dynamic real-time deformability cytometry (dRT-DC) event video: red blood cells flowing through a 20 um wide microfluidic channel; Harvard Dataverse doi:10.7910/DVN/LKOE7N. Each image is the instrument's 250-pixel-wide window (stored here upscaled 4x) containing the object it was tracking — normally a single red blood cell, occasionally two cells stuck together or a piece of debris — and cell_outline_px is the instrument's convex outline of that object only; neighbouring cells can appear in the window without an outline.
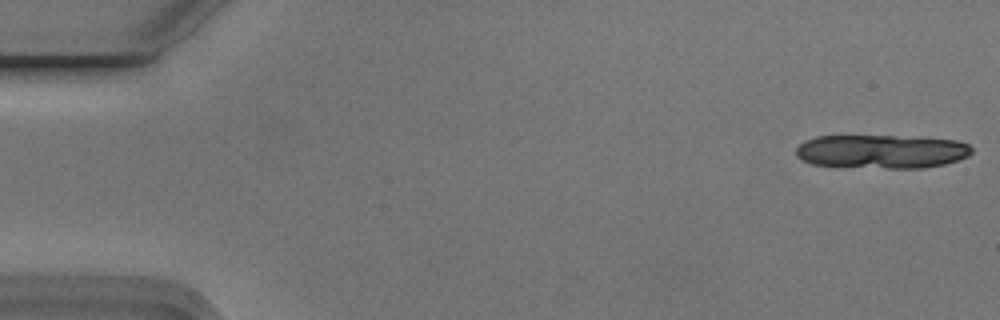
{"species": "Egyptian fruit bat (a non-hibernating species)", "species_latin": "Rousettus aegyptiacus", "temperature_condition": "cold", "stored_images_in_passage": 9, "camera_frame_rate_fps": 3000, "um_per_image_px": 0.085, "animal": {"sex": "male"}, "frame": {"image": 1, "passage_image": 1, "time_ms": 0.0, "image_size_px": [1000, 320], "cell_outline_px": [[972, 152], [968, 156], [944, 164], [924, 168], [888, 168], [812, 164], [796, 156], [796, 148], [804, 140], [816, 136], [892, 136], [956, 140], [968, 144], [972, 148]], "centroid_in_image_um": [74.92, 12.87], "position_along_channel_um": 10.1, "area_um2": 34.22}}
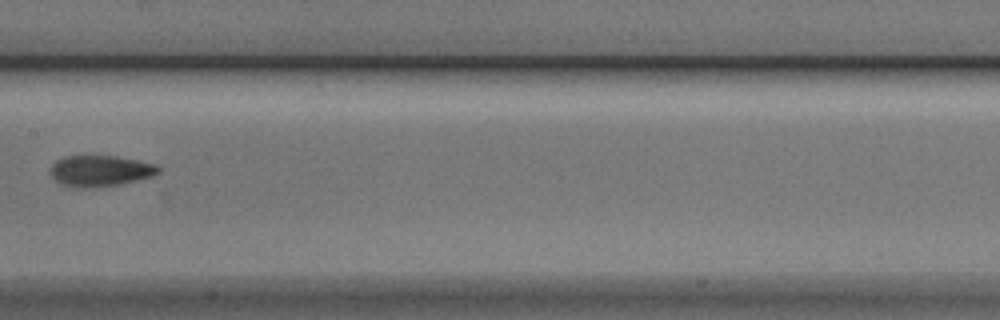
{"frame": {"image": 2, "passage_image": 8, "time_ms": 2.333, "image_size_px": [1000, 320], "cell_outline_px": [[160, 172], [152, 176], [120, 184], [88, 188], [72, 188], [60, 184], [48, 172], [52, 164], [56, 160], [64, 156], [88, 152], [116, 156], [156, 164], [160, 168]], "centroid_in_image_um": [8.44, 14.48], "position_along_channel_um": 199.0, "area_um2": 20.4}}
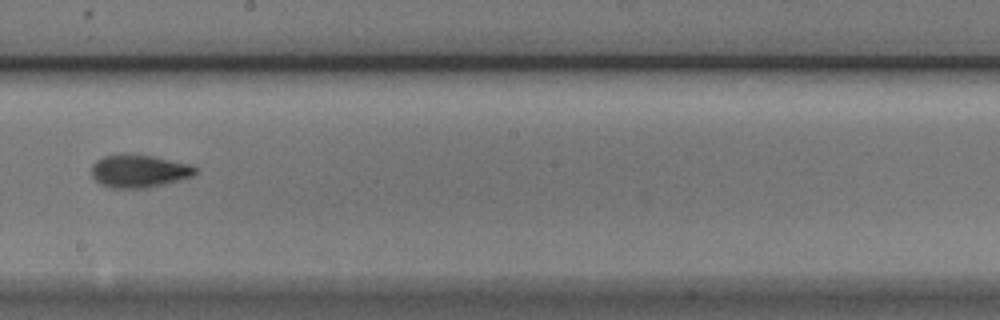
{"frame": {"image": 3, "passage_image": 9, "time_ms": 2.667, "image_size_px": [1000, 320], "cell_outline_px": [[196, 172], [192, 176], [164, 184], [144, 188], [112, 188], [100, 184], [92, 176], [92, 164], [96, 160], [104, 156], [152, 156], [192, 164], [196, 168]], "centroid_in_image_um": [11.83, 14.57], "position_along_channel_um": 236.4, "area_um2": 19.36}}